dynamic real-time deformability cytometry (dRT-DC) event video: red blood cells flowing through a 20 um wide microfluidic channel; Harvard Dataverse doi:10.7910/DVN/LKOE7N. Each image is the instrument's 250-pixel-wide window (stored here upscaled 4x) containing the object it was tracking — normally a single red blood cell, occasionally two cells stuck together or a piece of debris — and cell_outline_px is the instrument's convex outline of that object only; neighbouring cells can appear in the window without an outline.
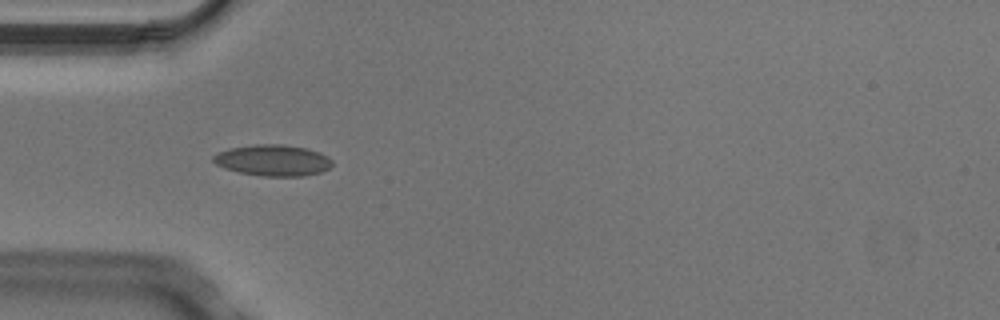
{"species": "Egyptian fruit bat (a non-hibernating species)", "species_latin": "Rousettus aegyptiacus", "temperature_condition": "cold", "stored_images_in_passage": 5, "camera_frame_rate_fps": 3000, "um_per_image_px": 0.085, "animal": {"sex": "male"}, "frame": {"image": 1, "passage_image": 4, "time_ms": 1.0, "image_size_px": [1000, 320], "cell_outline_px": [[332, 164], [328, 168], [320, 172], [304, 176], [264, 176], [240, 172], [224, 168], [216, 164], [212, 160], [212, 156], [228, 148], [256, 144], [280, 144], [304, 148], [320, 152], [328, 156], [332, 160]], "centroid_in_image_um": [23.19, 13.62], "position_along_channel_um": 61.8, "area_um2": 21.5}}